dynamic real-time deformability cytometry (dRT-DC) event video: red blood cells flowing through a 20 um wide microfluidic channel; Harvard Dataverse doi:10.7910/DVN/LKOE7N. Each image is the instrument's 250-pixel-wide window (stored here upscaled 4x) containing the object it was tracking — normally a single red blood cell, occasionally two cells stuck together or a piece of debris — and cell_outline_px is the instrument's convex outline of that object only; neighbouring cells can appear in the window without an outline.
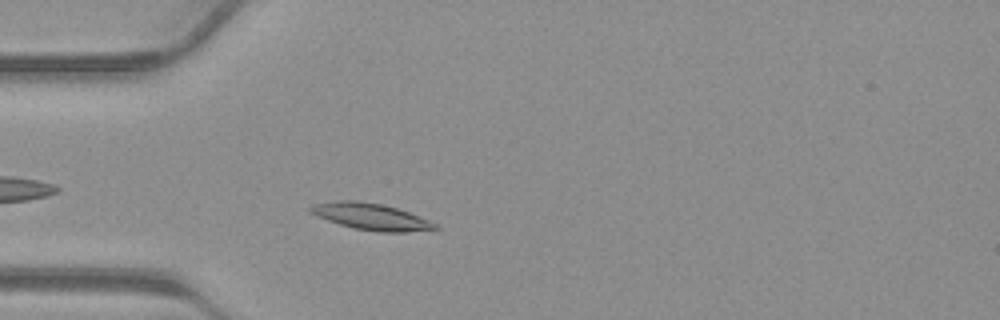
{"species": "common noctule bat (a hibernating species)", "species_latin": "Nyctalus noctula", "temperature_condition": "warm", "stored_images_in_passage": 36, "camera_frame_rate_fps": 3000, "um_per_image_px": 0.085, "animal": {"sex": "male", "body_mass_g": 23.1, "forearm_length_mm": 52.7}, "frame": {"image": 1, "passage_image": 7, "time_ms": 2.0, "image_size_px": [1000, 320], "cell_outline_px": [[440, 228], [408, 232], [376, 232], [352, 228], [316, 216], [308, 212], [308, 208], [316, 204], [336, 200], [356, 200], [380, 204], [396, 208], [408, 212], [428, 220], [436, 224]], "centroid_in_image_um": [31.5, 18.42], "position_along_channel_um": 53.5, "area_um2": 19.19}}
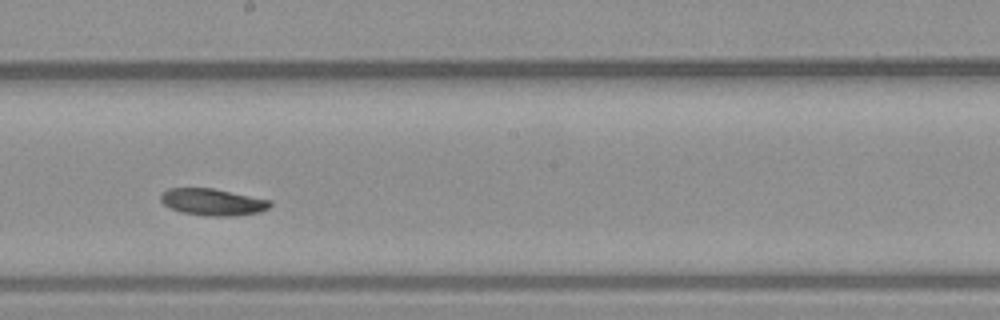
{"frame": {"image": 2, "passage_image": 18, "time_ms": 5.667, "image_size_px": [1000, 320], "cell_outline_px": [[272, 204], [268, 208], [256, 212], [232, 216], [208, 216], [184, 212], [172, 208], [164, 204], [160, 200], [160, 192], [168, 188], [212, 188], [272, 200]], "centroid_in_image_um": [18.06, 17.15], "position_along_channel_um": 230.1, "area_um2": 16.94}}
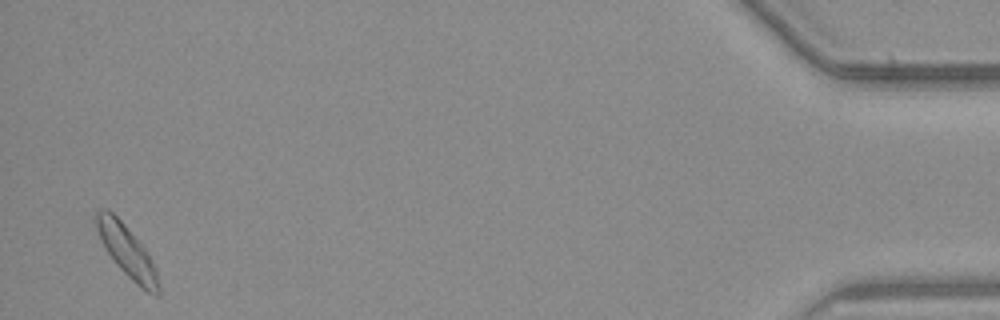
{"frame": {"image": 3, "passage_image": 35, "time_ms": 11.333, "image_size_px": [1000, 320], "cell_outline_px": [[160, 296], [156, 296], [140, 288], [116, 264], [108, 252], [96, 228], [96, 212], [100, 208], [108, 208], [124, 224], [148, 252], [156, 268], [160, 288]], "centroid_in_image_um": [10.83, 21.38], "position_along_channel_um": 424.4, "area_um2": 18.5}}